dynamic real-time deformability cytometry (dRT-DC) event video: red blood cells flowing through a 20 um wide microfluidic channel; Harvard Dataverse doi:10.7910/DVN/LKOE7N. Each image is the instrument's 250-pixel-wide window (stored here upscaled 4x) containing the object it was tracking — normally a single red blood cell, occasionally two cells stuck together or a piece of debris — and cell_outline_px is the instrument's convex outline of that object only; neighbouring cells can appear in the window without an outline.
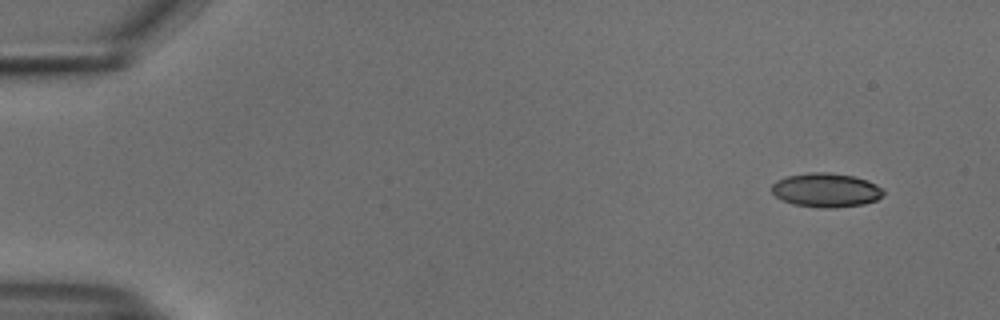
{"species": "common noctule bat (a hibernating species)", "species_latin": "Nyctalus noctula", "temperature_condition": "cold", "stored_images_in_passage": 51, "camera_frame_rate_fps": 3000, "um_per_image_px": 0.085, "animal": {"sex": "male", "body_mass_g": 18.8}, "frame": {"image": 1, "passage_image": 1, "time_ms": 0.0, "image_size_px": [1000, 320], "cell_outline_px": [[884, 192], [876, 200], [864, 204], [836, 208], [820, 208], [792, 204], [776, 196], [772, 192], [772, 184], [776, 180], [788, 176], [812, 172], [828, 172], [852, 176], [868, 180], [884, 188]], "centroid_in_image_um": [70.23, 16.16], "position_along_channel_um": 14.8, "area_um2": 22.2}}
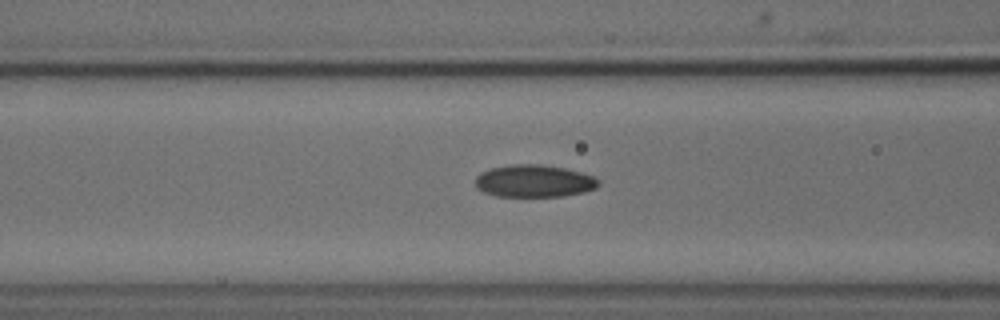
{"frame": {"image": 2, "passage_image": 19, "time_ms": 6.0, "image_size_px": [1000, 320], "cell_outline_px": [[600, 184], [596, 188], [584, 192], [564, 196], [496, 196], [484, 192], [476, 188], [476, 176], [480, 172], [492, 168], [512, 164], [544, 164], [564, 168], [596, 176], [600, 180]], "centroid_in_image_um": [45.43, 15.38], "position_along_channel_um": 121.2, "area_um2": 23.41}}
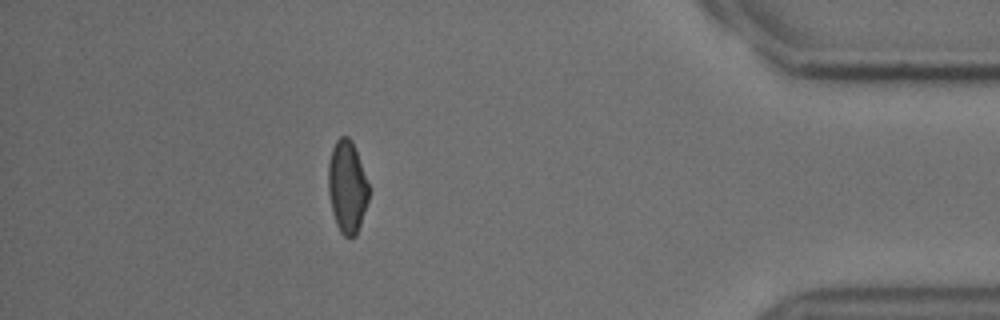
{"frame": {"image": 3, "passage_image": 45, "time_ms": 14.667, "image_size_px": [1000, 320], "cell_outline_px": [[368, 200], [356, 236], [344, 236], [340, 232], [336, 224], [332, 212], [328, 192], [328, 164], [332, 148], [336, 140], [340, 136], [348, 136], [352, 140], [368, 184]], "centroid_in_image_um": [29.48, 15.87], "position_along_channel_um": 405.7, "area_um2": 21.62}, "authors_computed_cell_mechanics": {"area_um2": 22.6576, "velocity_mm_per_s": 3.7543, "shape_relaxation_time_tau1_ms": 5.9132, "shape_relaxation_time_tau2_ms": 4.2169, "deformation_change_tau1": 0.1225, "deformation_change_tau2": 0.0876}}